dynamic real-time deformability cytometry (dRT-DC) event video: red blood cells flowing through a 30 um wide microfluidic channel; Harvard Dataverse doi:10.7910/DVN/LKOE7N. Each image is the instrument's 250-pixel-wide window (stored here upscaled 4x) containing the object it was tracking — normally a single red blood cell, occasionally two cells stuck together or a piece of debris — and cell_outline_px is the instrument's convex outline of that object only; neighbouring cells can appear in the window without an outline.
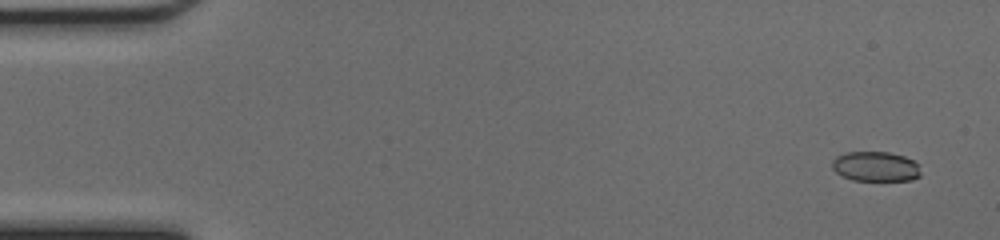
{"species": "common noctule bat (a hibernating species)", "species_latin": "Nyctalus noctula", "temperature_condition": "cold", "stored_images_in_passage": 50, "camera_frame_rate_fps": 3000, "um_per_image_px": 0.085, "animal": {"sex": "female", "body_mass_g": 17.0, "forearm_length_mm": 48.0}, "frame": {"image": 1, "passage_image": 3, "time_ms": 0.667, "image_size_px": [1000, 240], "cell_outline_px": [[920, 176], [912, 180], [852, 180], [836, 172], [832, 168], [832, 160], [836, 156], [844, 152], [888, 152], [904, 156], [912, 160], [916, 164], [920, 172]], "centroid_in_image_um": [74.39, 14.14], "position_along_channel_um": 10.6, "area_um2": 15.32}}
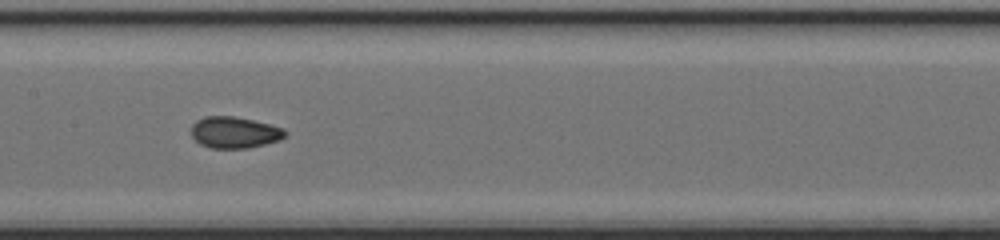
{"frame": {"image": 2, "passage_image": 25, "time_ms": 8.0, "image_size_px": [1000, 240], "cell_outline_px": [[288, 136], [280, 140], [248, 148], [212, 148], [200, 144], [192, 136], [192, 124], [196, 120], [204, 116], [236, 116], [284, 128], [288, 132]], "centroid_in_image_um": [19.96, 11.25], "position_along_channel_um": 187.4, "area_um2": 17.28}}
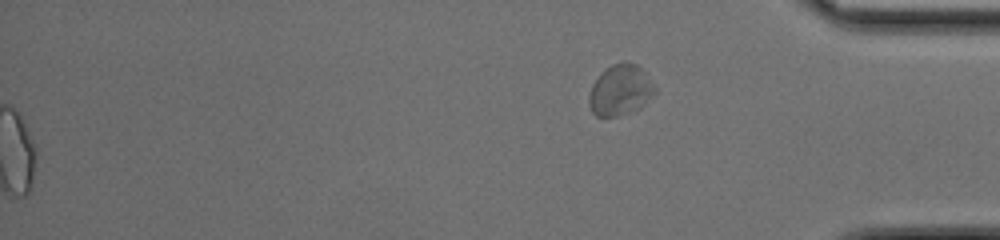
{"frame": {"image": 3, "passage_image": 50, "time_ms": 16.333, "image_size_px": [1000, 240], "cell_outline_px": [[656, 92], [640, 108], [632, 112], [616, 116], [596, 116], [592, 112], [588, 104], [588, 96], [592, 84], [600, 72], [612, 64], [636, 64], [644, 72], [656, 88]], "centroid_in_image_um": [52.69, 7.69], "position_along_channel_um": 382.5, "area_um2": 19.31}, "authors_computed_cell_mechanics": {"area_um2": 17.1377, "velocity_mm_per_s": 4.2898, "shape_relaxation_time_tau1_ms": 6.3285, "shape_relaxation_time_tau2_ms": 1.4072, "deformation_change_tau1": 0.1693, "deformation_change_tau2": 0.0482}}